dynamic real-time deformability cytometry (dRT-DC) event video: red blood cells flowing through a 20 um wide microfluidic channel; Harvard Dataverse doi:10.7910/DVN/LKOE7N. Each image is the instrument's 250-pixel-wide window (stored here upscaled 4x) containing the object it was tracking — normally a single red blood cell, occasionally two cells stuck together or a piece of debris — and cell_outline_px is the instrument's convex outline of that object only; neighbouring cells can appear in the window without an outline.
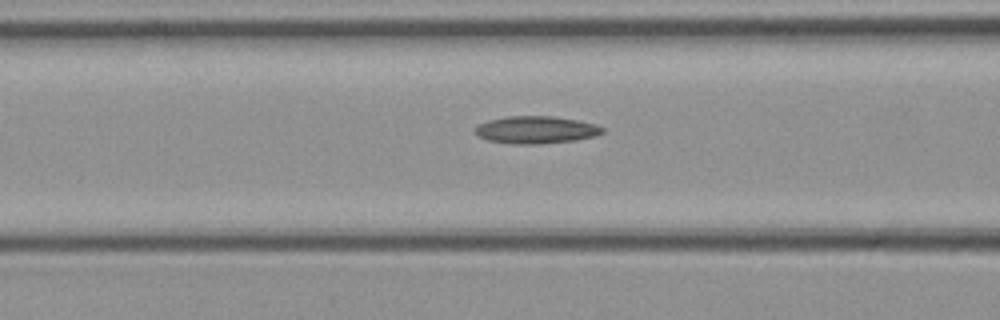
{"species": "common noctule bat (a hibernating species)", "species_latin": "Nyctalus noctula", "temperature_condition": "cold", "stored_images_in_passage": 6, "camera_frame_rate_fps": 3000, "um_per_image_px": 0.085, "animal": {"sex": "female", "body_mass_g": 21.9}, "frame": {"image": 1, "passage_image": 4, "time_ms": 1.0, "image_size_px": [1000, 320], "cell_outline_px": [[604, 132], [596, 136], [576, 140], [540, 144], [512, 144], [488, 140], [480, 136], [476, 132], [476, 124], [488, 120], [508, 116], [552, 116], [576, 120], [596, 124], [604, 128]], "centroid_in_image_um": [45.58, 11.03], "position_along_channel_um": 121.0, "area_um2": 20.35}}